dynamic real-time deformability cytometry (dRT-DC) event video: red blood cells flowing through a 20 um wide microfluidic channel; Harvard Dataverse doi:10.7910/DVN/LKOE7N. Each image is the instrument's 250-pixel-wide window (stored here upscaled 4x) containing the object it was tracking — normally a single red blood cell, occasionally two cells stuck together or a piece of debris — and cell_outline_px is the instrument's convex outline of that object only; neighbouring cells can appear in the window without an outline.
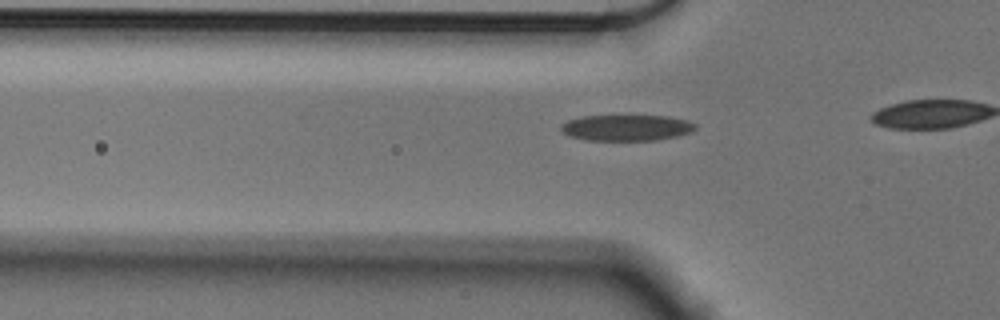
{"species": "Egyptian fruit bat (a non-hibernating species)", "species_latin": "Rousettus aegyptiacus", "temperature_condition": "cold", "stored_images_in_passage": 20, "camera_frame_rate_fps": 3000, "um_per_image_px": 0.085, "animal": {"sex": "male"}, "frame": {"image": 1, "passage_image": 15, "time_ms": 4.667, "image_size_px": [1000, 320], "cell_outline_px": [[696, 128], [692, 132], [676, 136], [656, 140], [584, 140], [568, 136], [560, 128], [560, 124], [568, 120], [584, 116], [668, 116], [688, 120], [696, 124]], "centroid_in_image_um": [53.25, 10.86], "position_along_channel_um": 72.5, "area_um2": 20.4}}
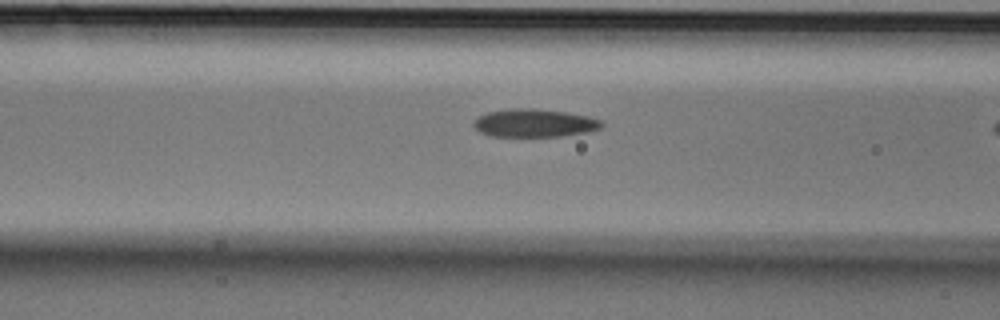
{"frame": {"image": 2, "passage_image": 19, "time_ms": 6.0, "image_size_px": [1000, 320], "cell_outline_px": [[604, 124], [600, 128], [584, 132], [560, 136], [492, 136], [480, 132], [472, 124], [480, 116], [488, 112], [512, 108], [532, 108], [564, 112], [588, 116], [600, 120]], "centroid_in_image_um": [45.41, 10.45], "position_along_channel_um": 121.2, "area_um2": 20.58}}